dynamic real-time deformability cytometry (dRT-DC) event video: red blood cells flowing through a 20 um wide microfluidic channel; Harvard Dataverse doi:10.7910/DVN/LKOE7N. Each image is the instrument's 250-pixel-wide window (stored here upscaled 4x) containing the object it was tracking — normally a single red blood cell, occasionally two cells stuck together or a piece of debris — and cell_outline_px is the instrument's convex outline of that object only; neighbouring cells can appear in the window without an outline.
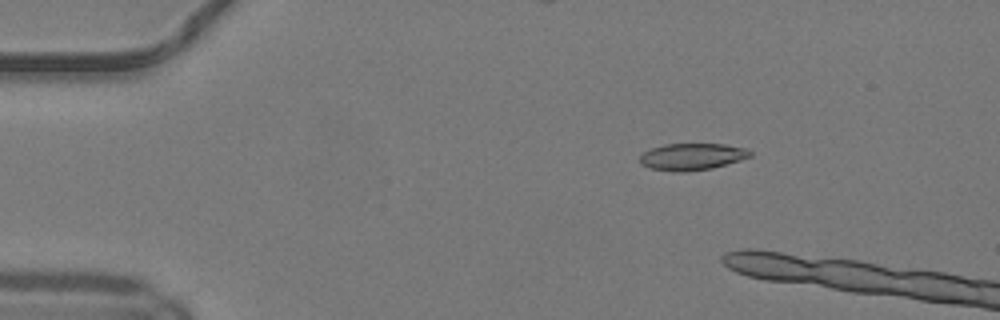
{"species": "common noctule bat (a hibernating species)", "species_latin": "Nyctalus noctula", "temperature_condition": "warm", "stored_images_in_passage": 12, "camera_frame_rate_fps": 3000, "um_per_image_px": 0.085, "animal": {"sex": "male", "body_mass_g": 19.2, "forearm_length_mm": 51.8}, "frame": {"image": 1, "passage_image": 9, "time_ms": 2.667, "image_size_px": [1000, 320], "cell_outline_px": [[752, 156], [740, 160], [712, 168], [684, 172], [672, 172], [648, 168], [640, 164], [640, 156], [644, 152], [652, 148], [664, 144], [724, 144], [748, 148], [752, 152]], "centroid_in_image_um": [58.82, 13.32], "position_along_channel_um": 26.2, "area_um2": 17.4}}